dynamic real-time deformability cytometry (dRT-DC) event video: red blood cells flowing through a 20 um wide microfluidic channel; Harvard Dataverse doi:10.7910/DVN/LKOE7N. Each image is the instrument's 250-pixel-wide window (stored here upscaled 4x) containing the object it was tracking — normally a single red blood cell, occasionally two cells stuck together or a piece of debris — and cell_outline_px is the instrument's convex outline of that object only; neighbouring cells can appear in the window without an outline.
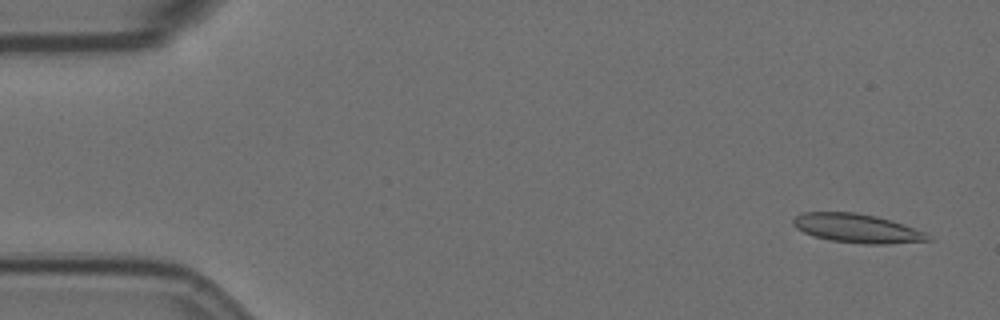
{"species": "Egyptian fruit bat (a non-hibernating species)", "species_latin": "Rousettus aegyptiacus", "temperature_condition": "room temperature", "stored_images_in_passage": 5, "camera_frame_rate_fps": 3000, "um_per_image_px": 0.085, "animal": {"sex": "female"}, "frame": {"image": 1, "passage_image": 3, "time_ms": 0.667, "image_size_px": [1000, 320], "cell_outline_px": [[932, 240], [888, 244], [868, 244], [832, 240], [816, 236], [804, 232], [796, 228], [792, 224], [792, 220], [796, 216], [804, 212], [856, 212], [876, 216], [892, 220], [904, 224], [924, 232], [932, 236]], "centroid_in_image_um": [72.88, 19.4], "position_along_channel_um": 12.1, "area_um2": 22.6}}